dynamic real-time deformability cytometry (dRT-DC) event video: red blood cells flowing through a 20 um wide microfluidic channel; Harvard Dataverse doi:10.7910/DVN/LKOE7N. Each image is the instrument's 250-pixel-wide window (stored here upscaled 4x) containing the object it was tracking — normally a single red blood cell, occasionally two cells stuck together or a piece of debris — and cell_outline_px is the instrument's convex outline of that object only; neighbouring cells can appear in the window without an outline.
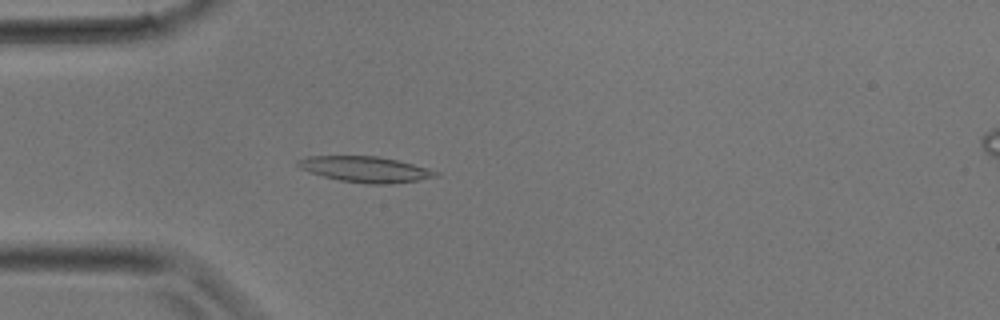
{"species": "common noctule bat (a hibernating species)", "species_latin": "Nyctalus noctula", "temperature_condition": "room temperature", "stored_images_in_passage": 2, "camera_frame_rate_fps": 3000, "um_per_image_px": 0.085, "animal": {"sex": "male", "body_mass_g": 17.9}, "frame": {"image": 1, "passage_image": 2, "time_ms": 0.333, "image_size_px": [1000, 320], "cell_outline_px": [[440, 176], [416, 180], [384, 184], [368, 184], [340, 180], [308, 172], [300, 168], [296, 164], [296, 160], [308, 156], [376, 156], [396, 160], [428, 168], [440, 172]], "centroid_in_image_um": [31.03, 14.38], "position_along_channel_um": 54.0, "area_um2": 20.52}}